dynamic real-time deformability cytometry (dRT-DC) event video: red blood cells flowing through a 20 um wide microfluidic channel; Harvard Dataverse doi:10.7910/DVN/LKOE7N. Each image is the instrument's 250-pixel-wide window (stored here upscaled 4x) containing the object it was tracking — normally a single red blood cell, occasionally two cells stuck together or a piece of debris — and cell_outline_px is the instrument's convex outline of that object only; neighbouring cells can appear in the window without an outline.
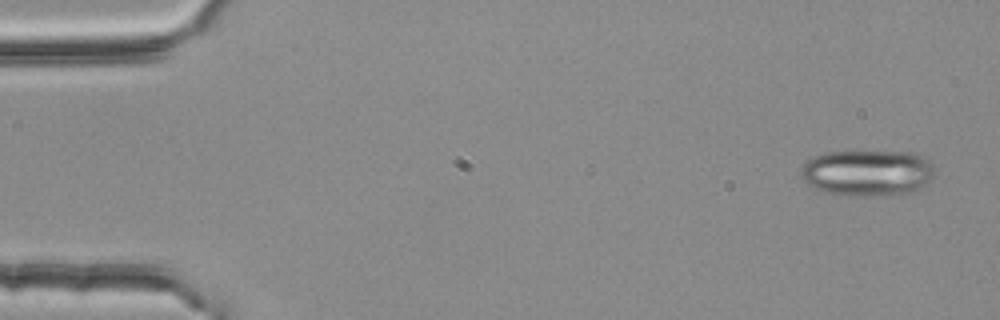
{"species": "common noctule bat (a hibernating species)", "species_latin": "Nyctalus noctula", "temperature_condition": "room temperature", "stored_images_in_passage": 4, "camera_frame_rate_fps": 3000, "um_per_image_px": 0.085, "animal": {"sex": "female", "body_mass_g": 25.1}, "frame": {"image": 1, "passage_image": 1, "time_ms": 0.0, "image_size_px": [1000, 320], "cell_outline_px": [[936, 168], [932, 176], [924, 184], [908, 192], [852, 196], [832, 192], [816, 188], [808, 184], [800, 176], [804, 164], [812, 156], [824, 152], [912, 152], [924, 156]], "centroid_in_image_um": [73.72, 14.65], "position_along_channel_um": 11.3, "area_um2": 35.2}}